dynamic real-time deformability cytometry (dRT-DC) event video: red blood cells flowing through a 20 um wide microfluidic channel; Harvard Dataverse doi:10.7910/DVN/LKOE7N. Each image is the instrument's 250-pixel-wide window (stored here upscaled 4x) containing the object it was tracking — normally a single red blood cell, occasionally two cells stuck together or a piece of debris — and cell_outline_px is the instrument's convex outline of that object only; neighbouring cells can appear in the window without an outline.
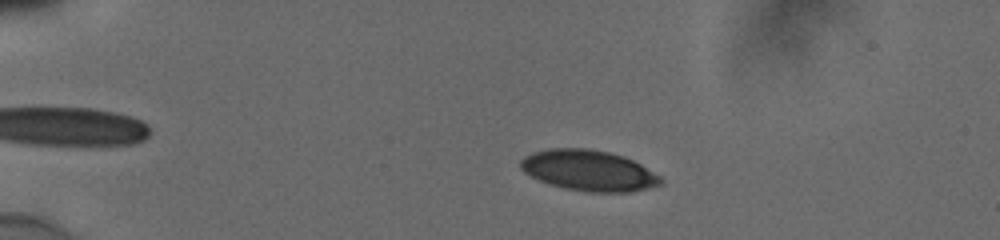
{"species": "human", "species_latin": "Homo sapiens", "temperature_condition": "cold", "stored_images_in_passage": 53, "camera_frame_rate_fps": 3000, "um_per_image_px": 0.085, "donor": {"sex": "male"}, "frame": {"image": 1, "passage_image": 11, "time_ms": 3.333, "image_size_px": [1000, 240], "cell_outline_px": [[664, 184], [628, 192], [588, 192], [568, 188], [552, 184], [540, 180], [524, 172], [520, 168], [520, 160], [524, 156], [532, 152], [548, 148], [588, 148], [608, 152], [624, 156], [640, 164], [660, 176], [664, 180]], "centroid_in_image_um": [50.05, 14.48], "position_along_channel_um": 35.0, "area_um2": 33.12}}
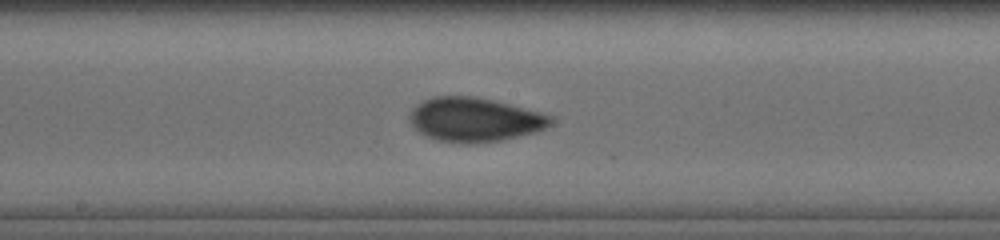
{"frame": {"image": 2, "passage_image": 30, "time_ms": 9.667, "image_size_px": [1000, 240], "cell_outline_px": [[556, 120], [552, 124], [536, 132], [500, 140], [472, 144], [436, 140], [420, 132], [412, 124], [408, 116], [412, 108], [424, 100], [432, 96], [476, 96], [540, 112], [552, 116]], "centroid_in_image_um": [40.35, 10.16], "position_along_channel_um": 207.8, "area_um2": 36.13}}
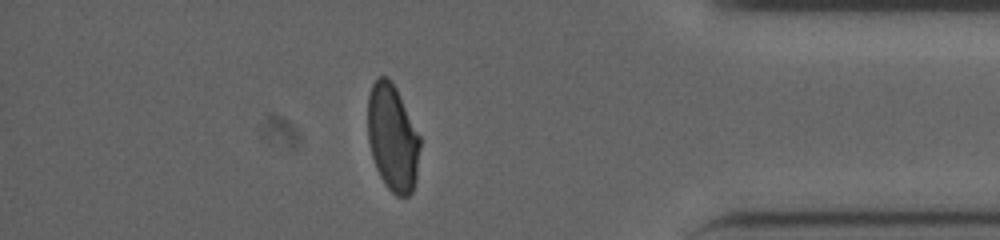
{"frame": {"image": 3, "passage_image": 47, "time_ms": 15.333, "image_size_px": [1000, 240], "cell_outline_px": [[420, 148], [416, 180], [412, 192], [408, 196], [396, 196], [384, 184], [376, 168], [372, 156], [368, 140], [368, 92], [372, 84], [380, 76], [388, 76], [392, 80], [420, 136]], "centroid_in_image_um": [33.37, 11.71], "position_along_channel_um": 401.8, "area_um2": 32.66}, "authors_computed_cell_mechanics": {"area_um2": 33.9286, "velocity_mm_per_s": 3.8635, "shape_relaxation_time_tau1_ms": 5.8973, "shape_relaxation_time_tau2_ms": 1.0129, "deformation_change_tau1": 0.1337, "deformation_change_tau2": 0.0477}}